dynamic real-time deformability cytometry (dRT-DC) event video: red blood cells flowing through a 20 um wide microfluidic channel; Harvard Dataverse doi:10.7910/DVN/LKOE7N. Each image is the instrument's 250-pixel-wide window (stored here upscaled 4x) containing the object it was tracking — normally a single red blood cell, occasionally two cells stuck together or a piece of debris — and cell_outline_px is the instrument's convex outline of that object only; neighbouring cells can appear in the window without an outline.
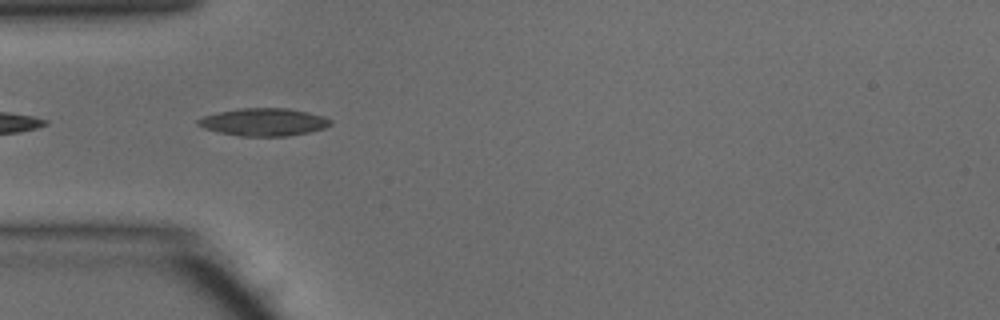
{"species": "common noctule bat (a hibernating species)", "species_latin": "Nyctalus noctula", "temperature_condition": "warm", "stored_images_in_passage": 3, "camera_frame_rate_fps": 3000, "um_per_image_px": 0.085, "animal": {"sex": "male", "body_mass_g": 15.6}, "frame": {"image": 1, "passage_image": 1, "time_ms": 0.0, "image_size_px": [1000, 320], "cell_outline_px": [[332, 124], [324, 128], [308, 132], [288, 136], [240, 136], [220, 132], [204, 128], [196, 124], [196, 120], [204, 116], [220, 112], [240, 108], [288, 108], [308, 112], [324, 116], [332, 120]], "centroid_in_image_um": [22.44, 10.37], "position_along_channel_um": 62.6, "area_um2": 21.27}}